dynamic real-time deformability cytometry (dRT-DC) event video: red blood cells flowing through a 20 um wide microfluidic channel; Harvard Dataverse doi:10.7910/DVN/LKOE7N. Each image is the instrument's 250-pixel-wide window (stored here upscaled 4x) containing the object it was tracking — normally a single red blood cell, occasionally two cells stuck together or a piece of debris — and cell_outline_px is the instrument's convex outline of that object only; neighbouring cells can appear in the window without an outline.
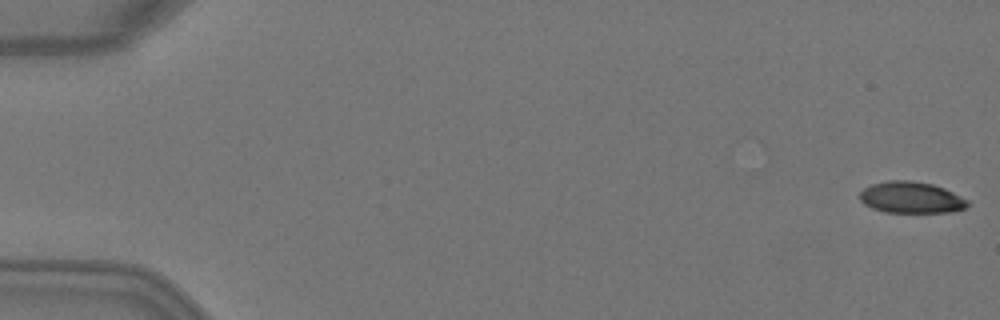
{"species": "Egyptian fruit bat (a non-hibernating species)", "species_latin": "Rousettus aegyptiacus", "temperature_condition": "warm", "stored_images_in_passage": 5, "camera_frame_rate_fps": 3000, "um_per_image_px": 0.085, "animal": {"sex": "female"}, "frame": {"image": 1, "passage_image": 1, "time_ms": 0.0, "image_size_px": [1000, 320], "cell_outline_px": [[968, 204], [964, 208], [952, 212], [884, 212], [872, 208], [864, 204], [860, 200], [860, 192], [864, 188], [872, 184], [888, 180], [908, 180], [932, 184], [944, 188], [968, 200]], "centroid_in_image_um": [77.42, 16.78], "position_along_channel_um": 7.6, "area_um2": 19.65}}
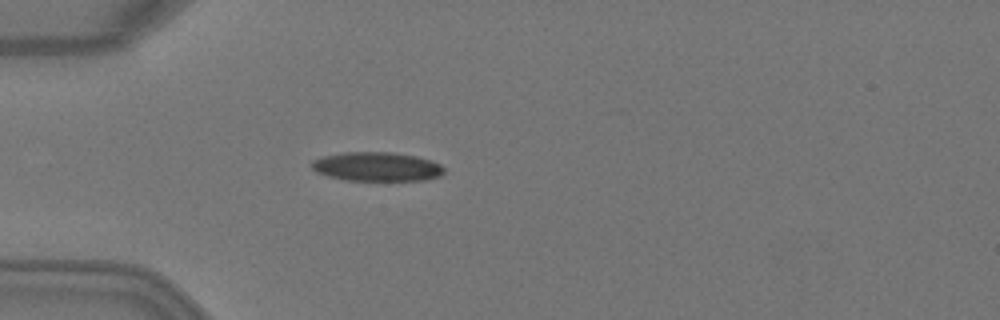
{"frame": {"image": 2, "passage_image": 5, "time_ms": 1.333, "image_size_px": [1000, 320], "cell_outline_px": [[444, 172], [440, 176], [424, 180], [348, 180], [328, 176], [316, 172], [312, 168], [312, 160], [324, 156], [344, 152], [392, 152], [416, 156], [432, 160], [440, 164], [444, 168]], "centroid_in_image_um": [32.05, 14.16], "position_along_channel_um": 52.9, "area_um2": 22.37}}